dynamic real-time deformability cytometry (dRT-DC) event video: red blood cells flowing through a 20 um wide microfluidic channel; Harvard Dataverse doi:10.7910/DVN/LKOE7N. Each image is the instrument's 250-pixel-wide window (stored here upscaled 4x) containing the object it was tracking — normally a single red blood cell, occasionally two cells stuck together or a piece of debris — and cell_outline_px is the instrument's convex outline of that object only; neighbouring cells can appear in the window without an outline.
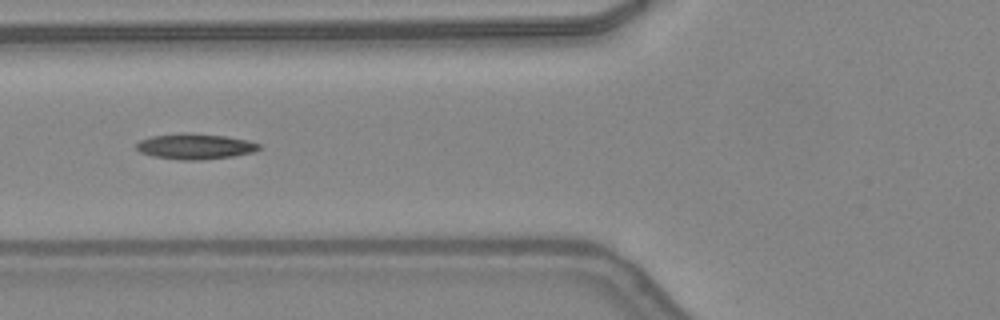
{"species": "common noctule bat (a hibernating species)", "species_latin": "Nyctalus noctula", "temperature_condition": "warm", "stored_images_in_passage": 29, "camera_frame_rate_fps": 3000, "um_per_image_px": 0.085, "animal": {"sex": "female", "body_mass_g": 24.6, "forearm_length_mm": 56.2}, "frame": {"image": 1, "passage_image": 8, "time_ms": 2.333, "image_size_px": [1000, 320], "cell_outline_px": [[260, 148], [252, 152], [232, 156], [200, 160], [180, 160], [152, 156], [140, 152], [136, 148], [136, 144], [140, 140], [152, 136], [180, 132], [188, 132], [224, 136], [248, 140], [260, 144]], "centroid_in_image_um": [16.54, 12.43], "position_along_channel_um": 109.3, "area_um2": 18.32}}
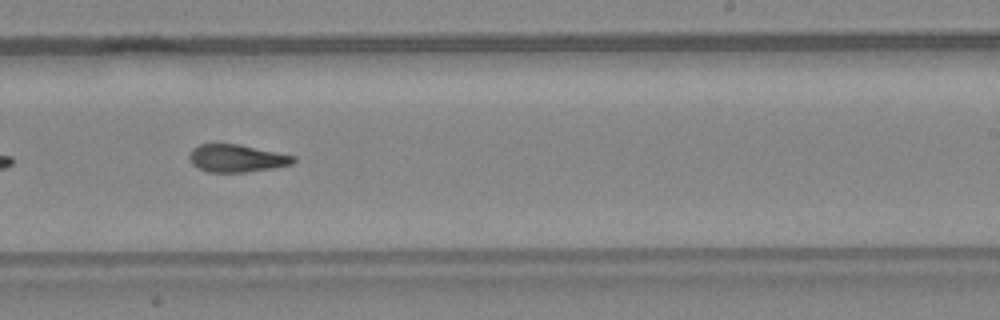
{"frame": {"image": 2, "passage_image": 19, "time_ms": 6.0, "image_size_px": [1000, 320], "cell_outline_px": [[296, 160], [292, 164], [272, 168], [248, 172], [208, 172], [192, 164], [188, 156], [192, 148], [200, 144], [240, 144], [296, 156]], "centroid_in_image_um": [20.12, 13.45], "position_along_channel_um": 268.9, "area_um2": 16.76}, "authors_computed_cell_mechanics": {"area_um2": 17.4556, "velocity_mm_per_s": 4.3557, "shape_relaxation_time_tau1_ms": null, "shape_relaxation_time_tau2_ms": 2.8161, "deformation_change_tau1": null, "deformation_change_tau2": 0.1167}}